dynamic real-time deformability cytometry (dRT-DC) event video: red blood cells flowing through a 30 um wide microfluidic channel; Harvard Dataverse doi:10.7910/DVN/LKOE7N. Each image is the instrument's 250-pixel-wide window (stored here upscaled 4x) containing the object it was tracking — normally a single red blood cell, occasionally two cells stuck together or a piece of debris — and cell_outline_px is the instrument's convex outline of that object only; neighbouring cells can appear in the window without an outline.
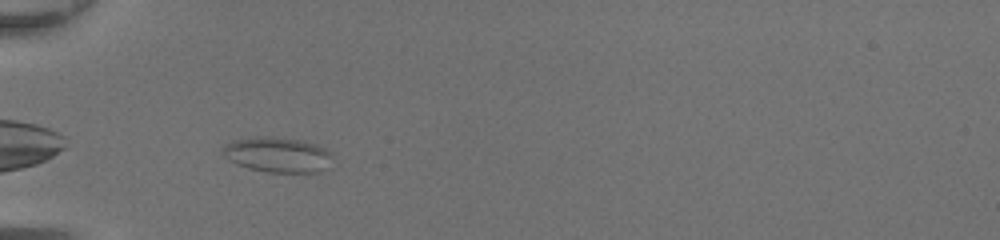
{"species": "common noctule bat (a hibernating species)", "species_latin": "Nyctalus noctula", "temperature_condition": "room temperature", "stored_images_in_passage": 34, "camera_frame_rate_fps": 3000, "um_per_image_px": 0.085, "animal": {"sex": "female", "body_mass_g": 20.0, "forearm_length_mm": 54.0}, "frame": {"image": 1, "passage_image": 2, "time_ms": 0.333, "image_size_px": [1000, 240], "cell_outline_px": [[332, 168], [320, 172], [264, 172], [236, 164], [228, 160], [220, 152], [220, 148], [224, 144], [232, 140], [256, 136], [272, 136], [304, 140], [316, 144], [332, 152]], "centroid_in_image_um": [23.61, 13.14], "position_along_channel_um": 61.4, "area_um2": 23.29}}
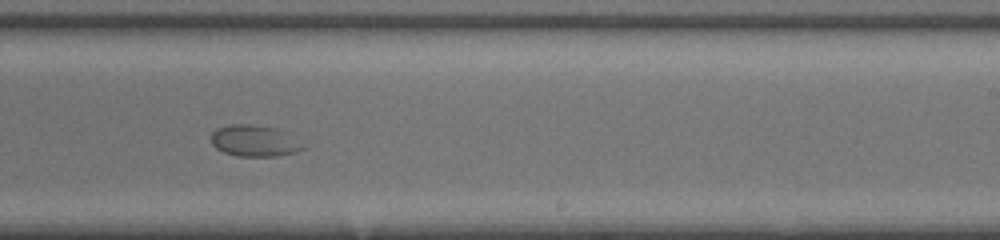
{"frame": {"image": 2, "passage_image": 17, "time_ms": 5.333, "image_size_px": [1000, 240], "cell_outline_px": [[308, 148], [296, 152], [276, 156], [236, 156], [224, 152], [216, 148], [212, 144], [212, 132], [216, 128], [232, 124], [248, 124], [276, 128], [288, 132]], "centroid_in_image_um": [21.66, 11.97], "position_along_channel_um": 267.3, "area_um2": 16.94}}
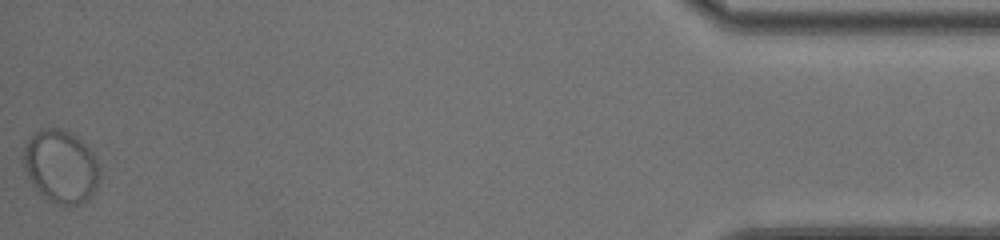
{"frame": {"image": 3, "passage_image": 34, "time_ms": 11.0, "image_size_px": [1000, 240], "cell_outline_px": [[100, 176], [96, 188], [80, 204], [60, 204], [48, 200], [32, 184], [24, 168], [24, 144], [40, 128], [60, 128], [76, 136], [92, 152], [96, 160], [100, 172]], "centroid_in_image_um": [5.16, 14.13], "position_along_channel_um": 430.0, "area_um2": 31.85}}